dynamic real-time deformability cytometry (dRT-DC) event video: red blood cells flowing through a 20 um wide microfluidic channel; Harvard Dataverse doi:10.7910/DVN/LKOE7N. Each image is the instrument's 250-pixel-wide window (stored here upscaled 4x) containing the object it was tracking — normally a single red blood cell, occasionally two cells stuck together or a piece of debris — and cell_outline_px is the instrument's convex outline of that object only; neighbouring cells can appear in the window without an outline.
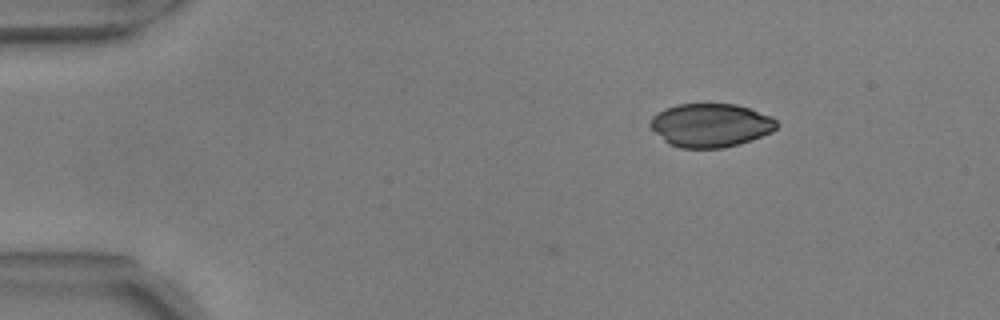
{"species": "common noctule bat (a hibernating species)", "species_latin": "Nyctalus noctula", "temperature_condition": "warm", "stored_images_in_passage": 2, "camera_frame_rate_fps": 3000, "um_per_image_px": 0.085, "animal": {"sex": "male", "body_mass_g": 17.9, "forearm_length_mm": 54.2}, "frame": {"image": 1, "passage_image": 2, "time_ms": 0.333, "image_size_px": [1000, 320], "cell_outline_px": [[780, 124], [772, 132], [752, 140], [724, 148], [680, 148], [668, 144], [648, 124], [648, 120], [652, 116], [664, 108], [676, 104], [736, 104], [772, 116]], "centroid_in_image_um": [60.4, 10.64], "position_along_channel_um": 24.6, "area_um2": 32.31}}